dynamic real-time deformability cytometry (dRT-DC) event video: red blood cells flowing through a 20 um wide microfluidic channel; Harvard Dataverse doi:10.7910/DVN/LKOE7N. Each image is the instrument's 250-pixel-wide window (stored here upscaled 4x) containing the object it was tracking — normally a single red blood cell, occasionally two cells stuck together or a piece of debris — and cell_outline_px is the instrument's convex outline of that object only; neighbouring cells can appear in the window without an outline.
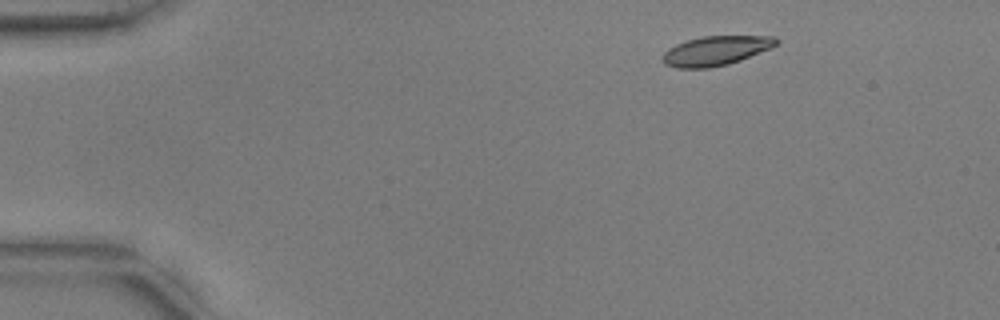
{"species": "common noctule bat (a hibernating species)", "species_latin": "Nyctalus noctula", "temperature_condition": "warm", "stored_images_in_passage": 47, "camera_frame_rate_fps": 3000, "um_per_image_px": 0.085, "animal": {"sex": "male", "body_mass_g": 17.9, "forearm_length_mm": 54.2}, "frame": {"image": 1, "passage_image": 1, "time_ms": 0.0, "image_size_px": [1000, 320], "cell_outline_px": [[780, 40], [772, 48], [740, 60], [728, 64], [708, 68], [676, 68], [664, 64], [664, 52], [668, 48], [676, 44], [688, 40], [704, 36], [776, 36]], "centroid_in_image_um": [60.87, 4.31], "position_along_channel_um": 24.1, "area_um2": 19.42}}
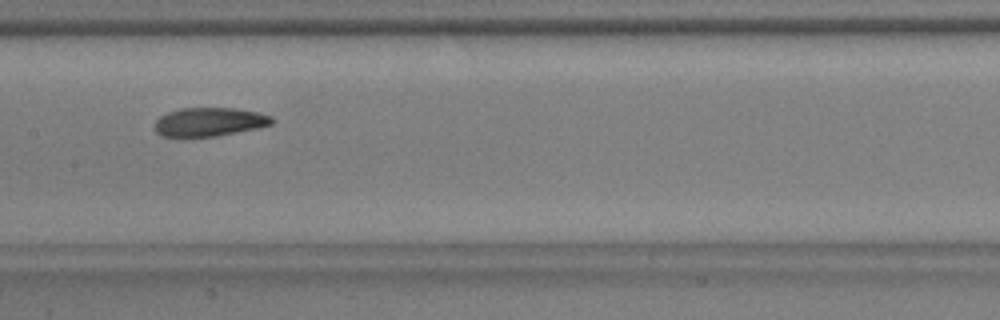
{"frame": {"image": 2, "passage_image": 21, "time_ms": 6.667, "image_size_px": [1000, 320], "cell_outline_px": [[276, 120], [272, 124], [260, 128], [216, 136], [184, 140], [180, 140], [160, 136], [156, 132], [156, 120], [160, 116], [168, 112], [180, 108], [236, 108], [256, 112], [272, 116]], "centroid_in_image_um": [17.76, 10.41], "position_along_channel_um": 189.6, "area_um2": 20.46}}
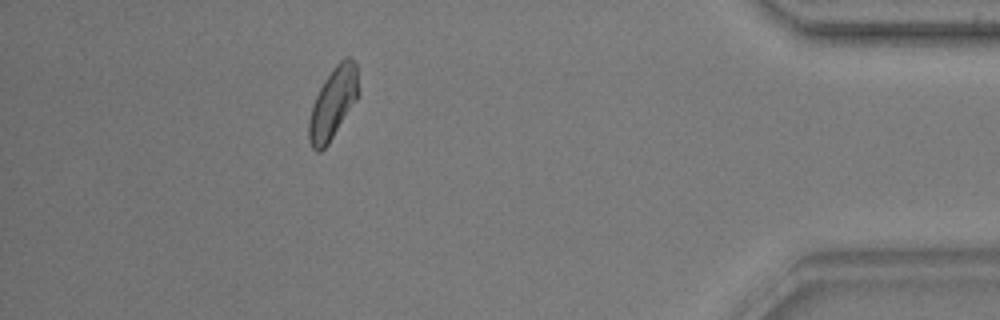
{"frame": {"image": 3, "passage_image": 42, "time_ms": 13.667, "image_size_px": [1000, 320], "cell_outline_px": [[360, 92], [356, 100], [328, 144], [320, 152], [316, 152], [312, 148], [308, 140], [308, 120], [312, 104], [324, 80], [332, 68], [344, 56], [348, 56], [356, 64]], "centroid_in_image_um": [28.3, 8.76], "position_along_channel_um": 406.9, "area_um2": 20.69}, "authors_computed_cell_mechanics": {"area_um2": 20.4034, "velocity_mm_per_s": 3.7375, "shape_relaxation_time_tau1_ms": 3.6491, "shape_relaxation_time_tau2_ms": 2.5994, "deformation_change_tau1": 0.1309, "deformation_change_tau2": 0.0881}}